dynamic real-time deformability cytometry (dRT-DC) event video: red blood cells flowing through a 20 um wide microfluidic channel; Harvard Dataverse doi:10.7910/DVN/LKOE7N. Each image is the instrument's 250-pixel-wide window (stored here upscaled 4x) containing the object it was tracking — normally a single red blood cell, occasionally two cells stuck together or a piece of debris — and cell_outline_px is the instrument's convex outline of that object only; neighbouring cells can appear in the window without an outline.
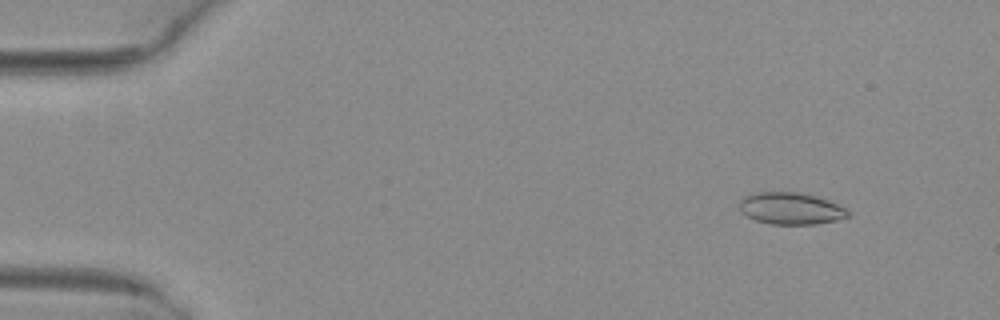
{"species": "common noctule bat (a hibernating species)", "species_latin": "Nyctalus noctula", "temperature_condition": "warm", "stored_images_in_passage": 52, "camera_frame_rate_fps": 3000, "um_per_image_px": 0.085, "animal": {"sex": "female", "body_mass_g": 29.2, "forearm_length_mm": 56.3}, "frame": {"image": 1, "passage_image": 6, "time_ms": 1.667, "image_size_px": [1000, 320], "cell_outline_px": [[852, 212], [848, 216], [836, 220], [816, 224], [772, 224], [756, 220], [740, 212], [740, 200], [744, 196], [756, 192], [800, 192], [816, 196], [828, 200], [848, 208]], "centroid_in_image_um": [67.25, 17.71], "position_along_channel_um": 17.8, "area_um2": 20.29}}
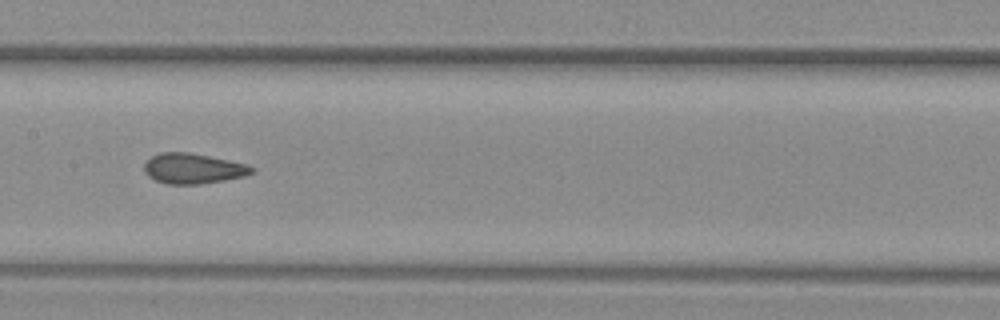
{"frame": {"image": 2, "passage_image": 27, "time_ms": 8.667, "image_size_px": [1000, 320], "cell_outline_px": [[256, 172], [244, 176], [224, 180], [200, 184], [168, 184], [156, 180], [148, 176], [144, 172], [144, 164], [152, 156], [160, 152], [188, 152], [248, 164]], "centroid_in_image_um": [16.41, 14.32], "position_along_channel_um": 191.0, "area_um2": 18.9}}
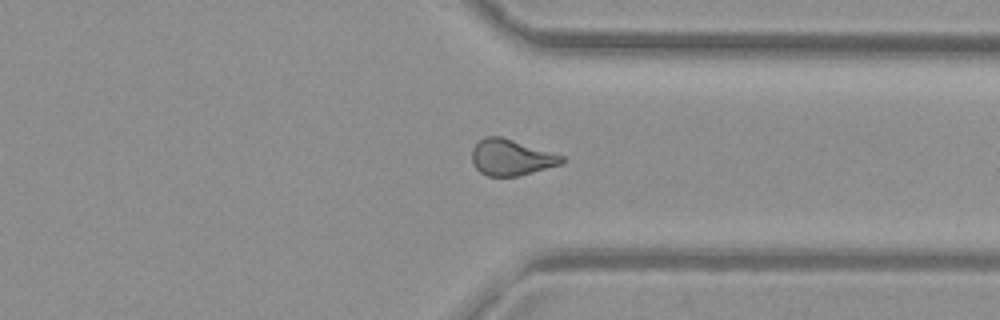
{"frame": {"image": 3, "passage_image": 40, "time_ms": 13.0, "image_size_px": [1000, 320], "cell_outline_px": [[564, 164], [516, 176], [488, 176], [480, 172], [476, 168], [472, 160], [472, 148], [484, 136], [500, 136], [564, 156]], "centroid_in_image_um": [43.45, 13.38], "position_along_channel_um": 368.0, "area_um2": 18.73}, "authors_computed_cell_mechanics": {"area_um2": 19.4786, "velocity_mm_per_s": 4.0963, "shape_relaxation_time_tau1_ms": null, "shape_relaxation_time_tau2_ms": 1.3044, "deformation_change_tau1": null, "deformation_change_tau2": 0.0655}}